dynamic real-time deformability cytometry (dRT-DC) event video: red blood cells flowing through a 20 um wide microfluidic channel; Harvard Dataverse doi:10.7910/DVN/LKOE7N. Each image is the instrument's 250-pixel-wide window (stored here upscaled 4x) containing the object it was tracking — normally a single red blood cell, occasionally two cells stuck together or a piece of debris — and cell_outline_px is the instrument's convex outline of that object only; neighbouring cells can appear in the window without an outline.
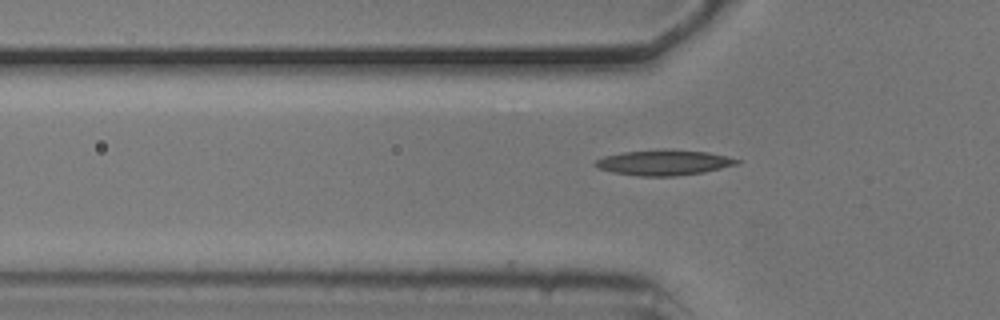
{"species": "common noctule bat (a hibernating species)", "species_latin": "Nyctalus noctula", "temperature_condition": "cold", "stored_images_in_passage": 2, "camera_frame_rate_fps": 3000, "um_per_image_px": 0.085, "animal": {"sex": "male", "body_mass_g": 20.5, "forearm_length_mm": 52.5}, "frame": {"image": 1, "passage_image": 2, "time_ms": 0.333, "image_size_px": [1000, 320], "cell_outline_px": [[740, 164], [704, 172], [676, 176], [636, 176], [612, 172], [596, 168], [592, 164], [596, 160], [604, 156], [624, 152], [664, 148], [708, 152], [740, 160]], "centroid_in_image_um": [56.4, 13.81], "position_along_channel_um": 69.4, "area_um2": 21.21}}